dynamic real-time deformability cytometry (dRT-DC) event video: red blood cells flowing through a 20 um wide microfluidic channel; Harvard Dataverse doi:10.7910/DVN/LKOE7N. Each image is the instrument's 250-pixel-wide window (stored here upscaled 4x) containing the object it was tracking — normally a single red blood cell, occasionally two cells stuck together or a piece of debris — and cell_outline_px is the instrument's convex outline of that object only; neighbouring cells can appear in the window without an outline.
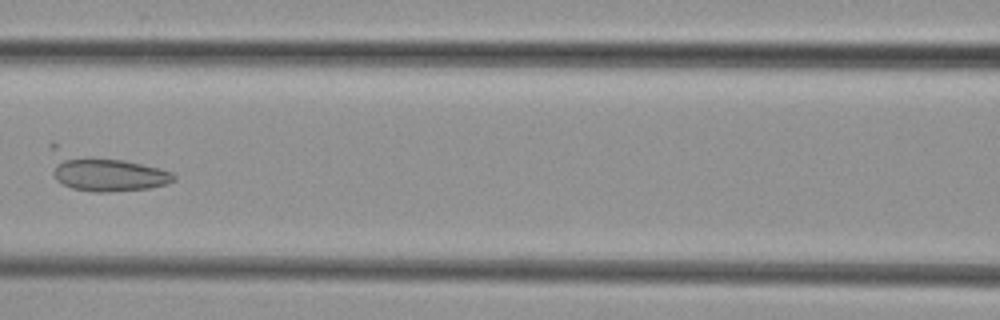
{"species": "common noctule bat (a hibernating species)", "species_latin": "Nyctalus noctula", "temperature_condition": "cold", "stored_images_in_passage": 7, "camera_frame_rate_fps": 3000, "um_per_image_px": 0.085, "animal": {"sex": "female", "body_mass_g": 29.2, "forearm_length_mm": 56.3}, "frame": {"image": 1, "passage_image": 6, "time_ms": 6.667, "image_size_px": [1000, 320], "cell_outline_px": [[176, 180], [168, 184], [148, 188], [108, 192], [92, 192], [72, 188], [56, 180], [52, 172], [60, 156], [64, 156], [124, 160], [160, 168], [172, 172], [176, 176]], "centroid_in_image_um": [9.25, 14.84], "position_along_channel_um": 157.4, "area_um2": 23.41}}
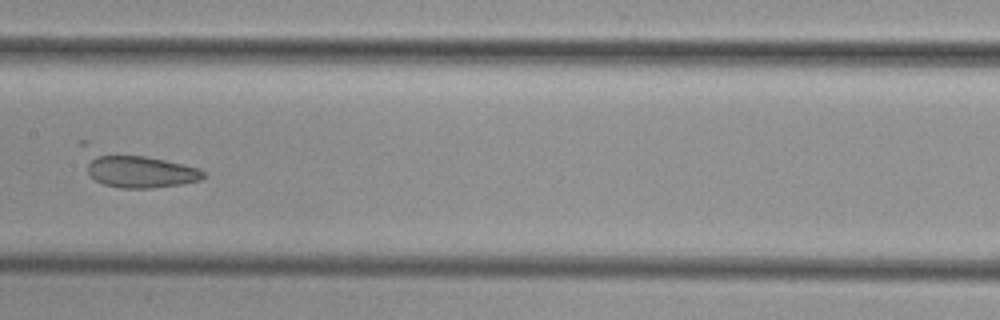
{"frame": {"image": 2, "passage_image": 7, "time_ms": 7.667, "image_size_px": [1000, 320], "cell_outline_px": [[204, 176], [200, 180], [180, 184], [152, 188], [120, 188], [104, 184], [96, 180], [88, 172], [80, 144], [80, 140], [88, 140], [200, 168], [204, 172]], "centroid_in_image_um": [11.43, 14.27], "position_along_channel_um": 196.0, "area_um2": 26.24}}